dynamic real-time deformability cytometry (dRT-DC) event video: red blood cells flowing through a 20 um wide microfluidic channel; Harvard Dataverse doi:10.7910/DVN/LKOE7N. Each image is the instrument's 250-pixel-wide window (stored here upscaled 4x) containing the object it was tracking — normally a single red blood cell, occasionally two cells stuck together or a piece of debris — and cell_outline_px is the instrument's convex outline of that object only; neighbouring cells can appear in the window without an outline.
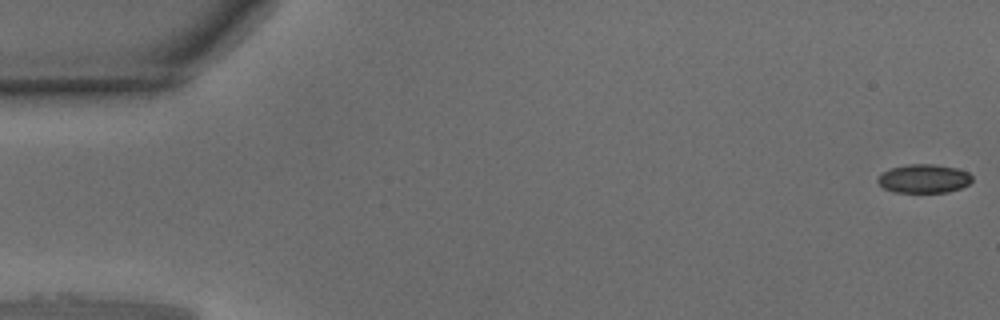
{"species": "common noctule bat (a hibernating species)", "species_latin": "Nyctalus noctula", "temperature_condition": "warm", "stored_images_in_passage": 24, "camera_frame_rate_fps": 3000, "um_per_image_px": 0.085, "animal": {"sex": "male", "body_mass_g": 15.6}, "frame": {"image": 1, "passage_image": 1, "time_ms": 0.0, "image_size_px": [1000, 320], "cell_outline_px": [[972, 180], [968, 184], [960, 188], [948, 192], [892, 192], [884, 188], [876, 180], [880, 172], [892, 168], [908, 164], [932, 164], [956, 168], [968, 172], [972, 176]], "centroid_in_image_um": [78.5, 15.18], "position_along_channel_um": 6.5, "area_um2": 15.78}}
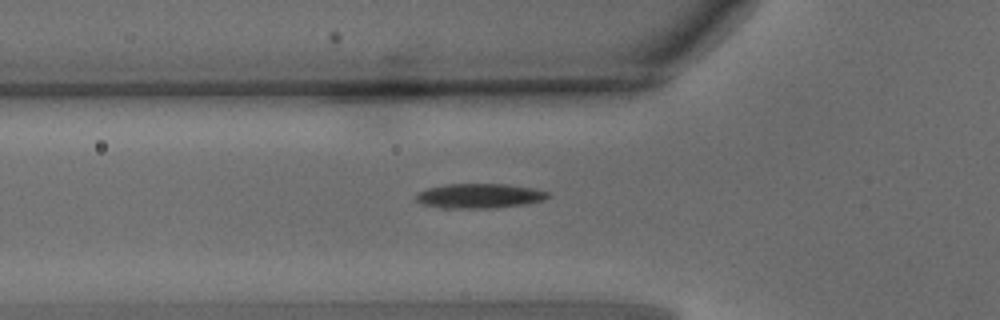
{"frame": {"image": 2, "passage_image": 17, "time_ms": 5.333, "image_size_px": [1000, 320], "cell_outline_px": [[552, 196], [544, 200], [524, 204], [496, 208], [440, 208], [424, 204], [416, 200], [416, 192], [428, 188], [444, 184], [508, 184], [532, 188], [548, 192]], "centroid_in_image_um": [40.75, 16.65], "position_along_channel_um": 85.0, "area_um2": 19.07}}
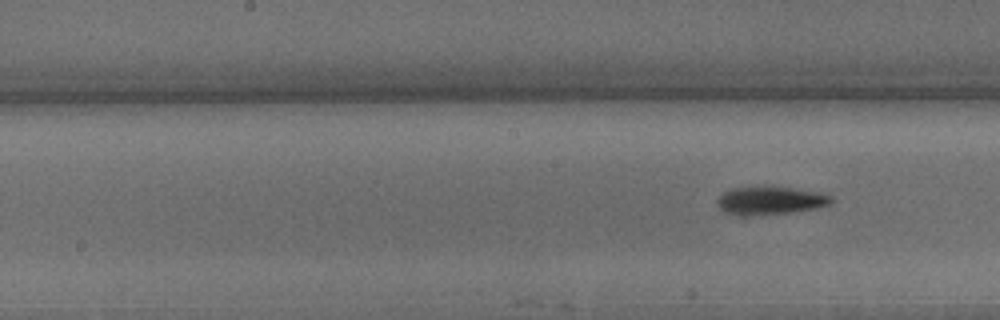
{"frame": {"image": 3, "passage_image": 24, "time_ms": 7.667, "image_size_px": [1000, 320], "cell_outline_px": [[832, 200], [828, 204], [816, 208], [788, 212], [748, 216], [740, 216], [724, 212], [716, 204], [716, 200], [724, 192], [732, 188], [792, 188], [832, 196]], "centroid_in_image_um": [65.38, 17.08], "position_along_channel_um": 182.8, "area_um2": 17.98}}